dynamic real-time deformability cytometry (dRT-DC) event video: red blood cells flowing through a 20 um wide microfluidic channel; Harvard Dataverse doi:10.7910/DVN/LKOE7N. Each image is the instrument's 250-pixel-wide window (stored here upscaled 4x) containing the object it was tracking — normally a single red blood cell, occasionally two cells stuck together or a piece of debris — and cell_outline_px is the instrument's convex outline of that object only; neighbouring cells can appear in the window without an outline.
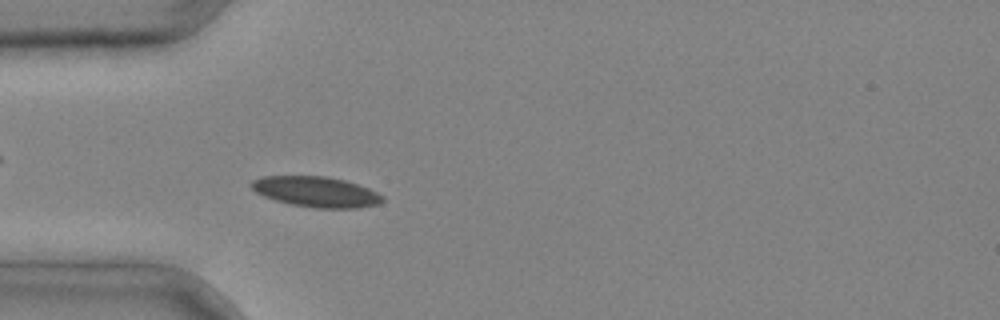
{"species": "common noctule bat (a hibernating species)", "species_latin": "Nyctalus noctula", "temperature_condition": "cold", "stored_images_in_passage": 2, "camera_frame_rate_fps": 3000, "um_per_image_px": 0.085, "animal": {"sex": "male", "body_mass_g": 20.4}, "frame": {"image": 1, "passage_image": 2, "time_ms": 0.333, "image_size_px": [1000, 320], "cell_outline_px": [[384, 200], [380, 204], [356, 208], [316, 208], [292, 204], [276, 200], [264, 196], [256, 192], [248, 184], [252, 180], [260, 176], [324, 176], [344, 180], [368, 188], [384, 196]], "centroid_in_image_um": [26.86, 16.3], "position_along_channel_um": 58.1, "area_um2": 23.24}}